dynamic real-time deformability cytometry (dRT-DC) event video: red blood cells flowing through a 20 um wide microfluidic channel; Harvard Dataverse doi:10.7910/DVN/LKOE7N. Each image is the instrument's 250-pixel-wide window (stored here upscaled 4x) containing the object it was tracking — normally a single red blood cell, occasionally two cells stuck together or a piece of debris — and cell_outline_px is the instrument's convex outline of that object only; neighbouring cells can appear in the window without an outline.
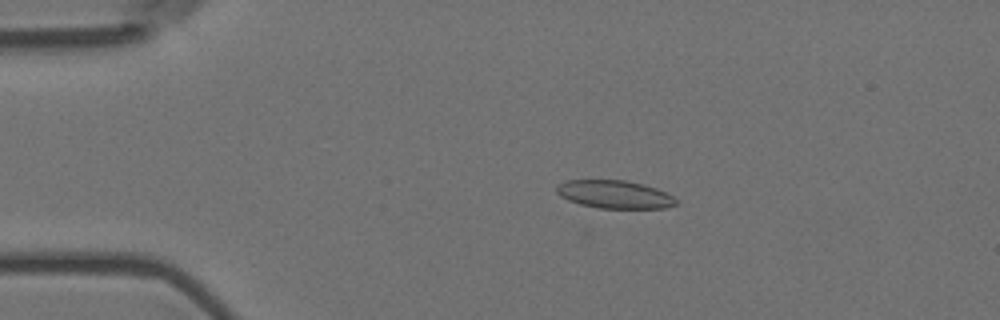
{"species": "Egyptian fruit bat (a non-hibernating species)", "species_latin": "Rousettus aegyptiacus", "temperature_condition": "room temperature", "stored_images_in_passage": 6, "camera_frame_rate_fps": 3000, "um_per_image_px": 0.085, "animal": {"sex": "female"}, "frame": {"image": 1, "passage_image": 4, "time_ms": 1.0, "image_size_px": [1000, 320], "cell_outline_px": [[680, 200], [676, 204], [668, 208], [600, 208], [580, 204], [568, 200], [560, 196], [556, 192], [556, 184], [564, 180], [624, 180], [644, 184], [656, 188]], "centroid_in_image_um": [52.23, 16.52], "position_along_channel_um": 32.8, "area_um2": 19.65}}